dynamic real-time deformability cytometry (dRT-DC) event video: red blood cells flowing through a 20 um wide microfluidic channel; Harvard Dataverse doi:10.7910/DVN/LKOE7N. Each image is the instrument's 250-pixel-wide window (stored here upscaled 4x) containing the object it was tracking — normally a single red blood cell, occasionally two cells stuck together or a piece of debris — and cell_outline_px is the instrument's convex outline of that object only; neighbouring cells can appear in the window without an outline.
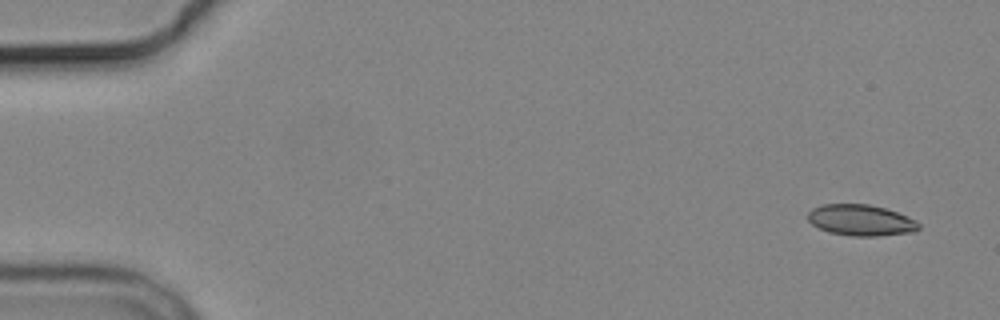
{"species": "common noctule bat (a hibernating species)", "species_latin": "Nyctalus noctula", "temperature_condition": "cold", "stored_images_in_passage": 5, "camera_frame_rate_fps": 3000, "um_per_image_px": 0.085, "animal": {"sex": "male", "body_mass_g": 19.2, "forearm_length_mm": 51.8}, "frame": {"image": 1, "passage_image": 1, "time_ms": 0.0, "image_size_px": [1000, 320], "cell_outline_px": [[920, 228], [912, 232], [880, 236], [852, 236], [828, 232], [812, 224], [808, 220], [808, 212], [812, 208], [824, 204], [868, 204], [884, 208], [908, 216], [916, 220], [920, 224]], "centroid_in_image_um": [73.18, 18.72], "position_along_channel_um": 11.8, "area_um2": 20.11}}
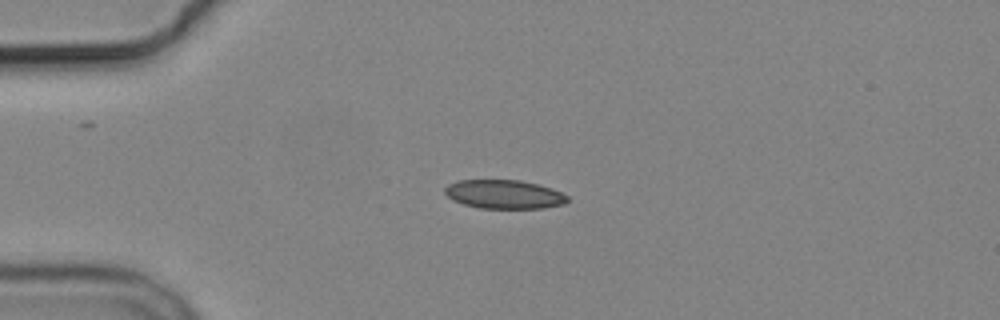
{"frame": {"image": 2, "passage_image": 4, "time_ms": 3.667, "image_size_px": [1000, 320], "cell_outline_px": [[568, 200], [564, 204], [544, 208], [480, 208], [464, 204], [452, 200], [444, 192], [444, 188], [448, 184], [460, 180], [520, 180], [540, 184], [552, 188], [568, 196]], "centroid_in_image_um": [42.86, 16.51], "position_along_channel_um": 42.1, "area_um2": 20.63}}